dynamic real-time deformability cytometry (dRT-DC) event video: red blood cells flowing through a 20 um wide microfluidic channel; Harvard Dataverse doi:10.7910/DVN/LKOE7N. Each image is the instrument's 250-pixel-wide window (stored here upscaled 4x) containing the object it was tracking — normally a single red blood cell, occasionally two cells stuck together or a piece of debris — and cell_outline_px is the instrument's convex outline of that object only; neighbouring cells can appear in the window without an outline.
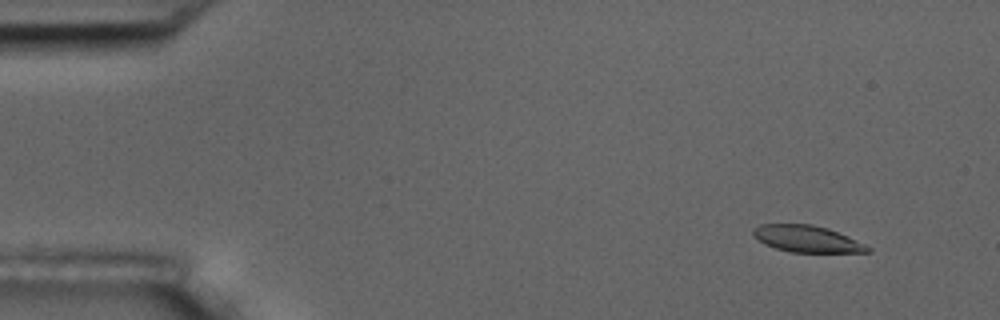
{"species": "common noctule bat (a hibernating species)", "species_latin": "Nyctalus noctula", "temperature_condition": "room temperature", "stored_images_in_passage": 56, "camera_frame_rate_fps": 3000, "um_per_image_px": 0.085, "animal": {"sex": "male", "body_mass_g": 17.5, "forearm_length_mm": 52.3}, "frame": {"image": 1, "passage_image": 5, "time_ms": 1.333, "image_size_px": [1000, 320], "cell_outline_px": [[872, 252], [792, 252], [776, 248], [764, 244], [752, 236], [752, 228], [760, 224], [812, 224], [828, 228], [848, 236], [872, 248]], "centroid_in_image_um": [68.56, 20.29], "position_along_channel_um": 16.4, "area_um2": 17.86}}
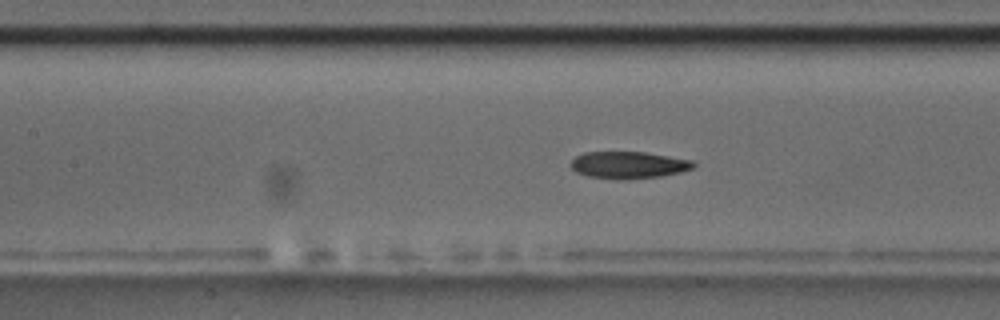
{"frame": {"image": 2, "passage_image": 25, "time_ms": 8.0, "image_size_px": [1000, 320], "cell_outline_px": [[696, 164], [692, 168], [680, 172], [660, 176], [620, 180], [588, 176], [576, 172], [568, 164], [576, 156], [584, 152], [644, 152], [692, 160]], "centroid_in_image_um": [53.39, 14.02], "position_along_channel_um": 154.0, "area_um2": 19.25}}
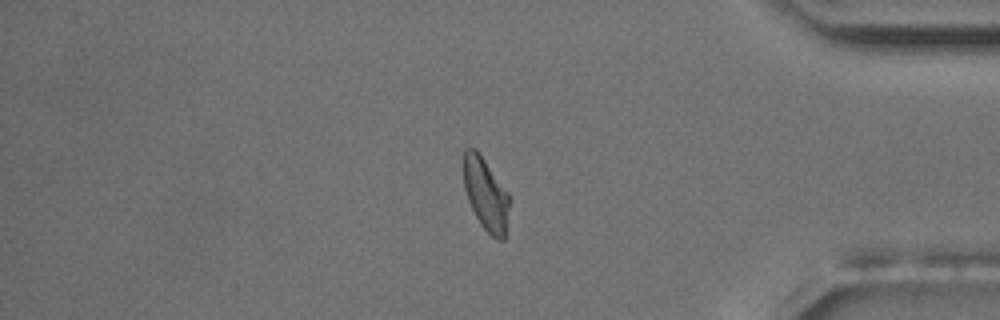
{"frame": {"image": 3, "passage_image": 47, "time_ms": 15.333, "image_size_px": [1000, 320], "cell_outline_px": [[508, 208], [504, 240], [496, 240], [480, 224], [468, 200], [464, 188], [464, 148], [476, 148], [508, 192]], "centroid_in_image_um": [41.27, 16.49], "position_along_channel_um": 393.9, "area_um2": 19.02}, "authors_computed_cell_mechanics": {"area_um2": 19.6231, "velocity_mm_per_s": 3.645, "shape_relaxation_time_tau1_ms": 4.3737, "shape_relaxation_time_tau2_ms": 1.5429, "deformation_change_tau1": 0.1698, "deformation_change_tau2": 0.0723}}